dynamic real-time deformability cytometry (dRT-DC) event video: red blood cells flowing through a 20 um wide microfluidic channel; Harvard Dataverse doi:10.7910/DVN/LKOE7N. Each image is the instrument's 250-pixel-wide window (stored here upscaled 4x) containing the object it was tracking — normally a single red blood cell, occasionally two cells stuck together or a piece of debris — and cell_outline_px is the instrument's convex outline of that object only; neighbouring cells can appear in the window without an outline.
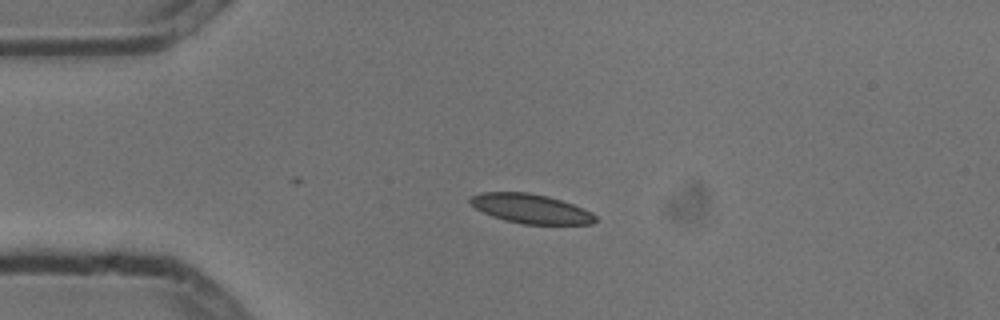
{"species": "common noctule bat (a hibernating species)", "species_latin": "Nyctalus noctula", "temperature_condition": "cold", "stored_images_in_passage": 4, "camera_frame_rate_fps": 3000, "um_per_image_px": 0.085, "animal": {"sex": "male", "body_mass_g": 13.3}, "frame": {"image": 1, "passage_image": 2, "time_ms": 0.333, "image_size_px": [1000, 320], "cell_outline_px": [[596, 220], [592, 224], [524, 224], [504, 220], [492, 216], [476, 208], [468, 200], [472, 196], [480, 192], [528, 192], [548, 196], [584, 208], [592, 212], [596, 216]], "centroid_in_image_um": [45.13, 17.73], "position_along_channel_um": 39.9, "area_um2": 21.33}}
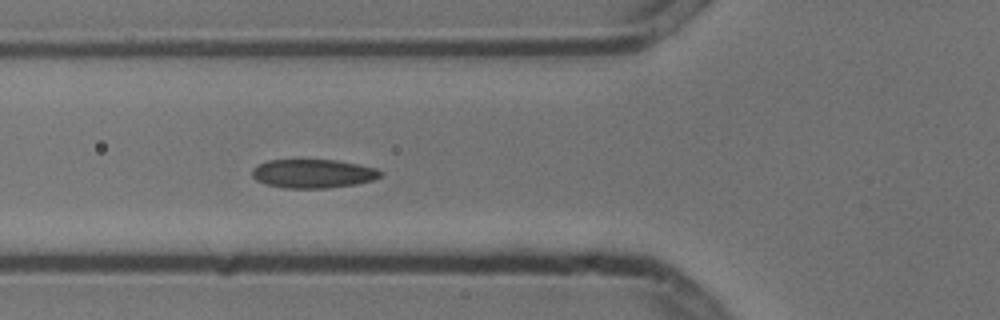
{"frame": {"image": 2, "passage_image": 4, "time_ms": 1.0, "image_size_px": [1000, 320], "cell_outline_px": [[384, 172], [380, 176], [372, 180], [356, 184], [328, 188], [284, 188], [268, 184], [256, 180], [252, 176], [252, 168], [268, 160], [336, 160], [376, 168]], "centroid_in_image_um": [26.61, 14.76], "position_along_channel_um": 99.2, "area_um2": 21.39}}